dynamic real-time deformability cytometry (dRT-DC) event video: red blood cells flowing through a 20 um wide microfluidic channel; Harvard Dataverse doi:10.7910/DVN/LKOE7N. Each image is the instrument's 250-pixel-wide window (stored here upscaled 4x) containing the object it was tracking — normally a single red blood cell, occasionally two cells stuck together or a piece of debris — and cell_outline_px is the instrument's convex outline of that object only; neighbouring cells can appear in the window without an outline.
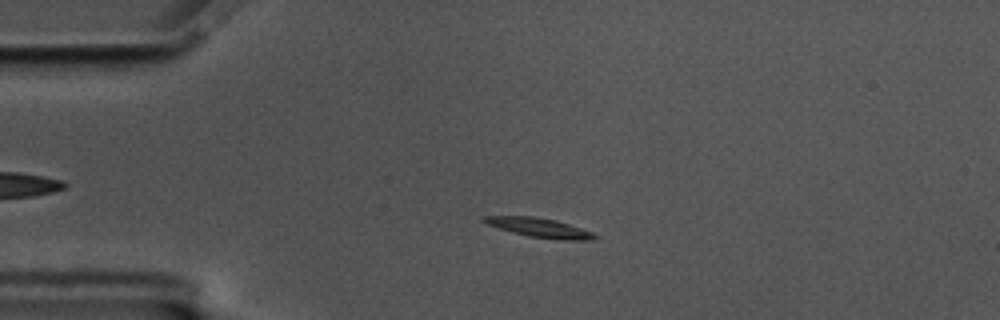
{"species": "common noctule bat (a hibernating species)", "species_latin": "Nyctalus noctula", "temperature_condition": "cold", "stored_images_in_passage": 57, "segment_of_instrument_passage": [1, 2], "camera_frame_rate_fps": 3000, "um_per_image_px": 0.085, "animal": {"sex": "male", "body_mass_g": 17.5, "forearm_length_mm": 52.3}, "frame": {"image": 1, "passage_image": 12, "time_ms": 3.667, "image_size_px": [1000, 320], "cell_outline_px": [[596, 236], [592, 240], [564, 240], [528, 236], [512, 232], [488, 224], [480, 220], [480, 216], [536, 216], [556, 220], [592, 232]], "centroid_in_image_um": [45.81, 19.34], "position_along_channel_um": 39.2, "area_um2": 12.31}}
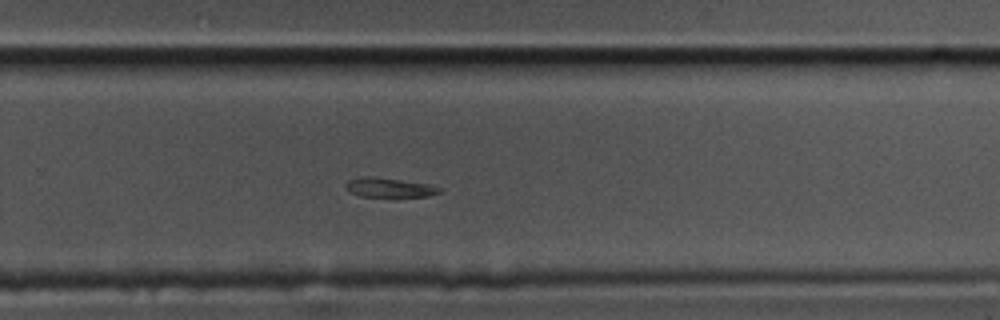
{"frame": {"image": 2, "passage_image": 37, "time_ms": 12.0, "image_size_px": [1000, 320], "cell_outline_px": [[440, 192], [428, 196], [360, 196], [348, 192], [344, 188], [344, 184], [348, 180], [364, 176], [372, 176], [432, 184], [440, 188]], "centroid_in_image_um": [33.03, 15.93], "position_along_channel_um": 296.8, "area_um2": 10.64}}
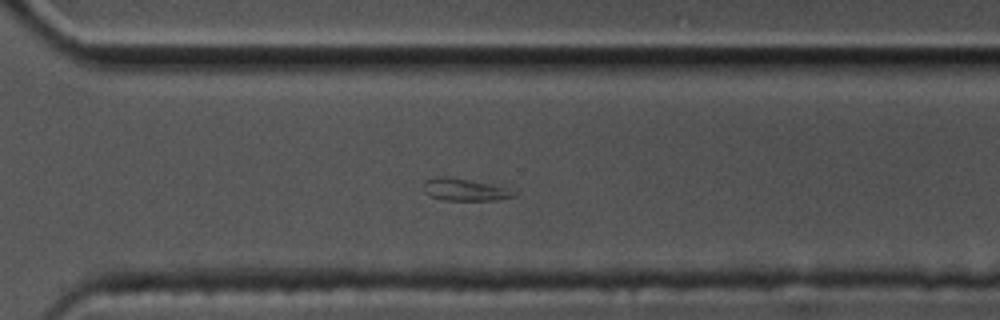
{"frame": {"image": 3, "passage_image": 40, "time_ms": 13.0, "image_size_px": [1000, 320], "cell_outline_px": [[516, 196], [496, 200], [444, 200], [432, 196], [424, 192], [424, 180], [436, 176], [448, 176], [472, 180], [504, 188], [516, 192]], "centroid_in_image_um": [39.45, 16.11], "position_along_channel_um": 331.2, "area_um2": 11.56}}